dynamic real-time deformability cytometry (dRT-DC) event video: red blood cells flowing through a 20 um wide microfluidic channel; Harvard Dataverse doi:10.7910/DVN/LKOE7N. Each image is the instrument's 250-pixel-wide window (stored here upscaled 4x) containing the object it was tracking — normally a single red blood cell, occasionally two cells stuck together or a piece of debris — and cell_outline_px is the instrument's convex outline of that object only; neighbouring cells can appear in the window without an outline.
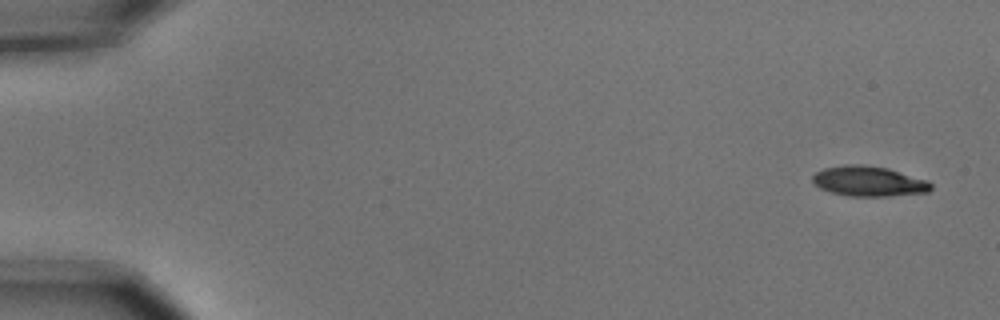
{"species": "common noctule bat (a hibernating species)", "species_latin": "Nyctalus noctula", "temperature_condition": "cold", "stored_images_in_passage": 7, "camera_frame_rate_fps": 3000, "um_per_image_px": 0.085, "animal": {"sex": "male", "body_mass_g": 15.6}, "frame": {"image": 1, "passage_image": 1, "time_ms": 0.0, "image_size_px": [1000, 320], "cell_outline_px": [[932, 188], [928, 192], [888, 196], [848, 196], [832, 192], [820, 188], [812, 184], [812, 176], [816, 172], [824, 168], [848, 164], [864, 164], [888, 168], [928, 180], [932, 184]], "centroid_in_image_um": [73.84, 15.4], "position_along_channel_um": 11.2, "area_um2": 20.92}}
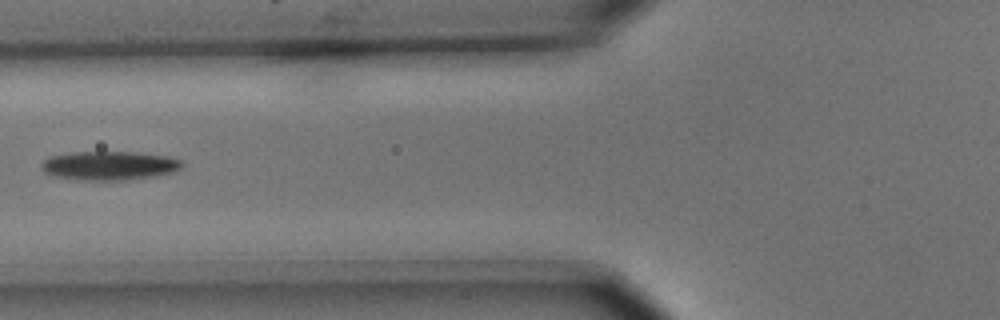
{"frame": {"image": 2, "passage_image": 6, "time_ms": 1.667, "image_size_px": [1000, 320], "cell_outline_px": [[184, 164], [180, 168], [172, 172], [152, 176], [128, 180], [76, 180], [52, 176], [44, 172], [40, 168], [40, 164], [44, 160], [52, 156], [72, 152], [140, 152], [168, 156], [180, 160]], "centroid_in_image_um": [9.26, 14.08], "position_along_channel_um": 116.5, "area_um2": 23.81}}
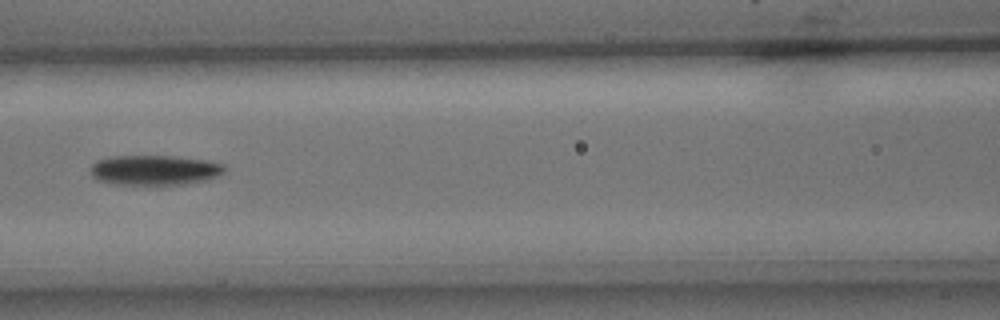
{"frame": {"image": 3, "passage_image": 7, "time_ms": 2.0, "image_size_px": [1000, 320], "cell_outline_px": [[228, 168], [224, 172], [208, 180], [184, 184], [112, 184], [96, 180], [92, 176], [92, 164], [96, 160], [108, 156], [172, 156], [208, 160], [224, 164]], "centroid_in_image_um": [13.15, 14.45], "position_along_channel_um": 153.4, "area_um2": 23.58}}